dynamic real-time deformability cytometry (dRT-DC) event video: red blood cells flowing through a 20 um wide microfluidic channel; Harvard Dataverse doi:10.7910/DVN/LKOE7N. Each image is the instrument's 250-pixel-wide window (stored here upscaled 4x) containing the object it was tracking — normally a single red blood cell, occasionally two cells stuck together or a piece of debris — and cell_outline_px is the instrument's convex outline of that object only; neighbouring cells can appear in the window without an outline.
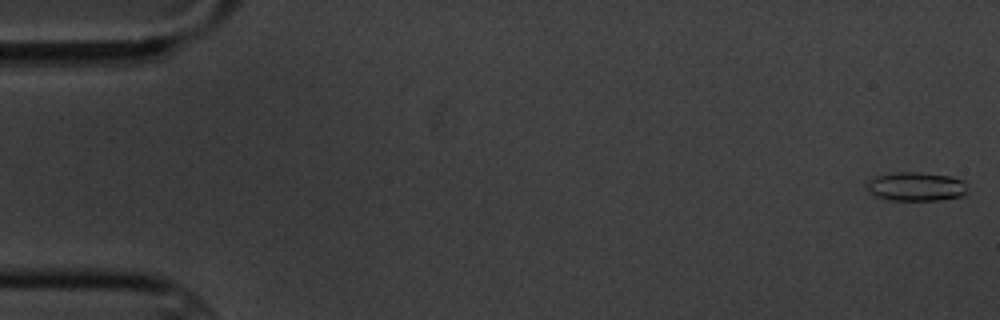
{"species": "common noctule bat (a hibernating species)", "species_latin": "Nyctalus noctula", "temperature_condition": "cold", "stored_images_in_passage": 9, "camera_frame_rate_fps": 3000, "um_per_image_px": 0.085, "animal": {"sex": "male", "body_mass_g": 20.1, "forearm_length_mm": 53.5}, "frame": {"image": 1, "passage_image": 1, "time_ms": 0.0, "image_size_px": [1000, 320], "cell_outline_px": [[968, 192], [964, 196], [940, 200], [892, 200], [876, 196], [868, 192], [864, 188], [868, 180], [876, 176], [896, 172], [920, 172], [948, 176], [964, 180]], "centroid_in_image_um": [77.86, 15.86], "position_along_channel_um": 7.1, "area_um2": 17.17}}
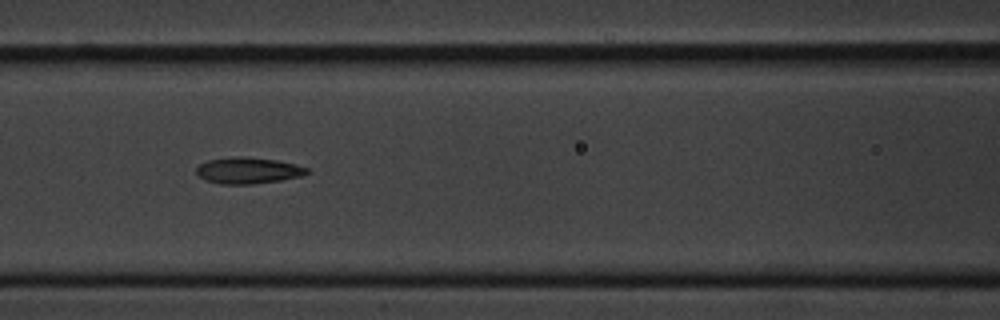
{"frame": {"image": 2, "passage_image": 8, "time_ms": 8.0, "image_size_px": [1000, 320], "cell_outline_px": [[308, 172], [300, 176], [280, 180], [252, 184], [220, 184], [208, 180], [200, 176], [196, 172], [196, 168], [200, 164], [208, 160], [236, 156], [244, 156], [276, 160], [296, 164], [308, 168]], "centroid_in_image_um": [21.08, 14.48], "position_along_channel_um": 145.5, "area_um2": 16.76}}
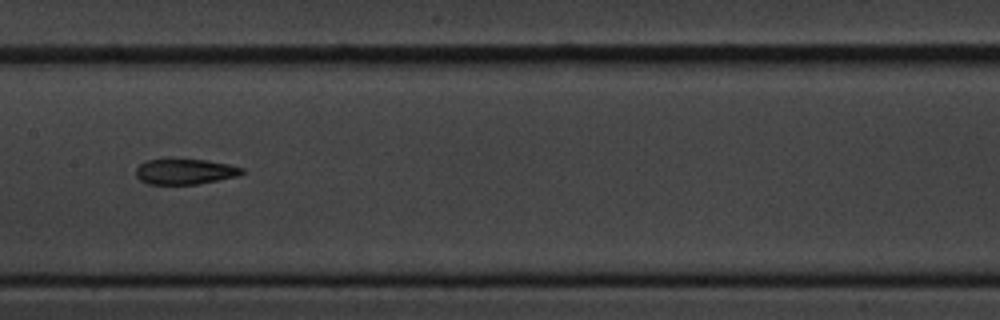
{"frame": {"image": 3, "passage_image": 9, "time_ms": 9.333, "image_size_px": [1000, 320], "cell_outline_px": [[244, 172], [240, 176], [196, 184], [148, 184], [140, 180], [136, 176], [136, 168], [140, 164], [148, 160], [204, 160], [228, 164], [244, 168]], "centroid_in_image_um": [15.75, 14.6], "position_along_channel_um": 191.7, "area_um2": 15.55}}